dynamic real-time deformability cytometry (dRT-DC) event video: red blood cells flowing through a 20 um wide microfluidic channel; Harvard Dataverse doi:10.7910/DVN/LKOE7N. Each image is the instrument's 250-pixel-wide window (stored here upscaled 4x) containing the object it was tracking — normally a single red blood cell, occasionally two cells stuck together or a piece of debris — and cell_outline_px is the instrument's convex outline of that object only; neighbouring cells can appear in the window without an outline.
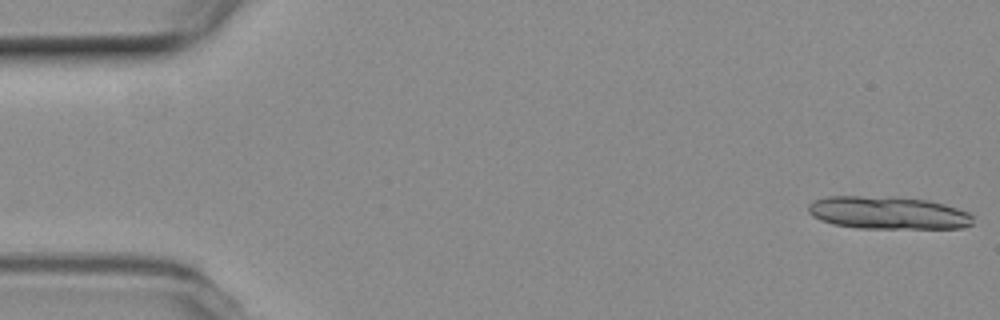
{"species": "common noctule bat (a hibernating species)", "species_latin": "Nyctalus noctula", "temperature_condition": "room temperature", "stored_images_in_passage": 14, "camera_frame_rate_fps": 3000, "um_per_image_px": 0.085, "animal": {"sex": "female", "body_mass_g": 19.3, "forearm_length_mm": 54.1}, "frame": {"image": 1, "passage_image": 1, "time_ms": 0.0, "image_size_px": [1000, 320], "cell_outline_px": [[972, 224], [964, 228], [856, 228], [832, 224], [820, 220], [812, 216], [808, 212], [808, 204], [816, 200], [828, 196], [860, 196], [928, 200], [944, 204], [968, 212], [972, 216]], "centroid_in_image_um": [75.45, 18.1], "position_along_channel_um": 9.5, "area_um2": 31.15}}